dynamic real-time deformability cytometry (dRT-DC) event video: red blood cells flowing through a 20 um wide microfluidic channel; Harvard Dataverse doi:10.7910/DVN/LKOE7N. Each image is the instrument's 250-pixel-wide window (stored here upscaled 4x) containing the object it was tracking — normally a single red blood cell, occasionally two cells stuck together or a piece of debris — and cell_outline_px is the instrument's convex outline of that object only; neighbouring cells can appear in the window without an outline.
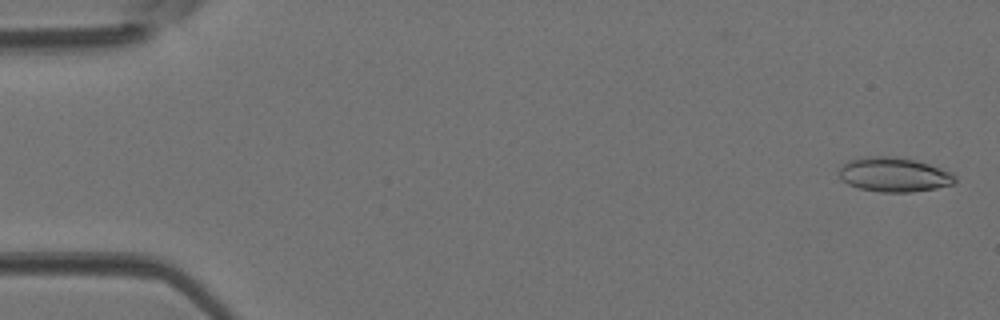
{"species": "Egyptian fruit bat (a non-hibernating species)", "species_latin": "Rousettus aegyptiacus", "temperature_condition": "room temperature", "stored_images_in_passage": 45, "camera_frame_rate_fps": 3000, "um_per_image_px": 0.085, "animal": {"sex": "female"}, "frame": {"image": 1, "passage_image": 2, "time_ms": 0.333, "image_size_px": [1000, 320], "cell_outline_px": [[956, 180], [952, 184], [936, 188], [912, 192], [880, 192], [860, 188], [848, 184], [840, 180], [836, 172], [848, 160], [868, 156], [892, 156], [916, 160], [952, 172], [956, 176]], "centroid_in_image_um": [75.95, 14.84], "position_along_channel_um": 9.0, "area_um2": 23.41}}
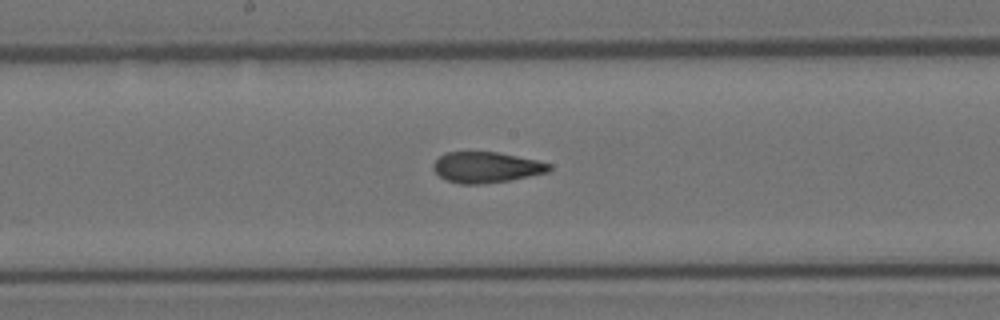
{"frame": {"image": 2, "passage_image": 24, "time_ms": 7.667, "image_size_px": [1000, 320], "cell_outline_px": [[552, 168], [548, 172], [508, 180], [480, 184], [460, 184], [444, 180], [432, 168], [432, 164], [444, 152], [496, 152], [536, 160], [552, 164]], "centroid_in_image_um": [41.3, 14.22], "position_along_channel_um": 206.9, "area_um2": 20.69}}
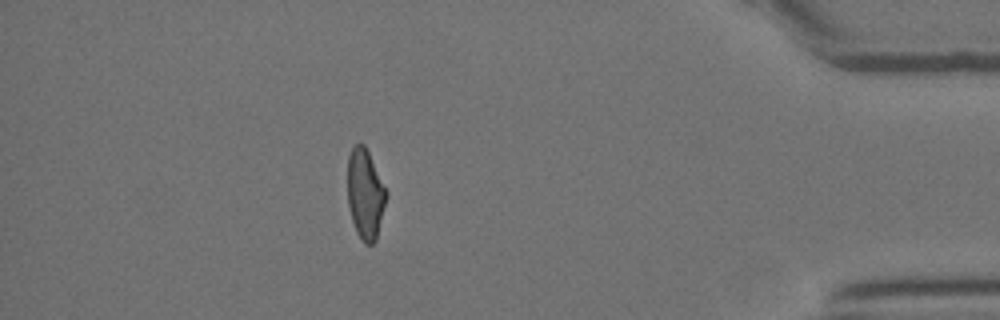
{"frame": {"image": 3, "passage_image": 40, "time_ms": 13.0, "image_size_px": [1000, 320], "cell_outline_px": [[388, 196], [376, 240], [372, 244], [364, 244], [360, 240], [356, 232], [352, 220], [348, 204], [348, 156], [352, 148], [356, 144], [364, 144], [388, 192]], "centroid_in_image_um": [31.06, 16.53], "position_along_channel_um": 404.1, "area_um2": 20.4}}